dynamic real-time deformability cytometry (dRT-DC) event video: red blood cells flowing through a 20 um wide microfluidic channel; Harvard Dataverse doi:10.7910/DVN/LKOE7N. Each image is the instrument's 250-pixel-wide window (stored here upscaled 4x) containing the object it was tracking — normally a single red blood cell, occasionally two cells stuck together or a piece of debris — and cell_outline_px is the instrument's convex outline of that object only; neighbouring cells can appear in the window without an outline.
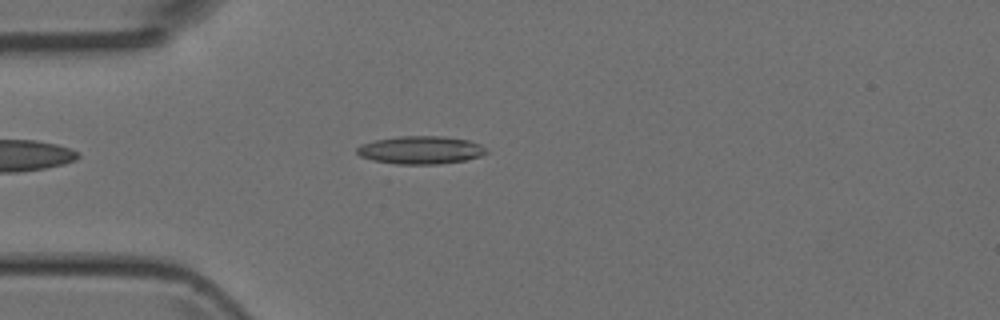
{"species": "Egyptian fruit bat (a non-hibernating species)", "species_latin": "Rousettus aegyptiacus", "temperature_condition": "room temperature", "stored_images_in_passage": 5, "camera_frame_rate_fps": 3000, "um_per_image_px": 0.085, "animal": {"sex": "female"}, "frame": {"image": 1, "passage_image": 4, "time_ms": 3.333, "image_size_px": [1000, 320], "cell_outline_px": [[488, 152], [480, 156], [464, 160], [440, 164], [396, 164], [372, 160], [360, 156], [356, 152], [356, 148], [360, 144], [376, 140], [400, 136], [444, 136], [468, 140], [480, 144]], "centroid_in_image_um": [35.73, 12.75], "position_along_channel_um": 49.3, "area_um2": 21.04}}